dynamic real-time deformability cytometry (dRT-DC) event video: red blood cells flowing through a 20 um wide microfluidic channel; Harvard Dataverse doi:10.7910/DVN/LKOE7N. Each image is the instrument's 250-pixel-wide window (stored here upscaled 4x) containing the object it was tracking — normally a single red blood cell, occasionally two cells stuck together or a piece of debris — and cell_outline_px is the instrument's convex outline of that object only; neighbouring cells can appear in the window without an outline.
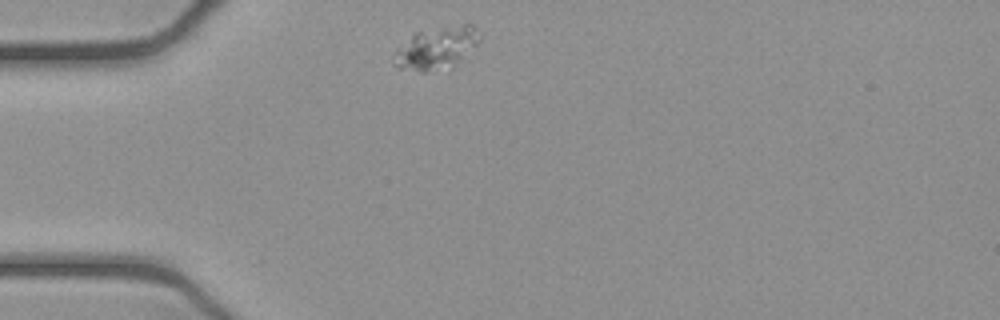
{"species": "common noctule bat (a hibernating species)", "species_latin": "Nyctalus noctula", "temperature_condition": "cold", "stored_images_in_passage": 29, "camera_frame_rate_fps": 3000, "um_per_image_px": 0.085, "animal": {"sex": "female", "body_mass_g": 21.9}, "frame": {"image": 1, "passage_image": 1, "time_ms": 0.0, "image_size_px": [1000, 320], "cell_outline_px": [[480, 44], [452, 68], [424, 72], [420, 72], [400, 68], [392, 64], [396, 52], [416, 32], [464, 24], [472, 24], [476, 28], [480, 40]], "centroid_in_image_um": [37.17, 4.12], "position_along_channel_um": 47.8, "area_um2": 20.92}}
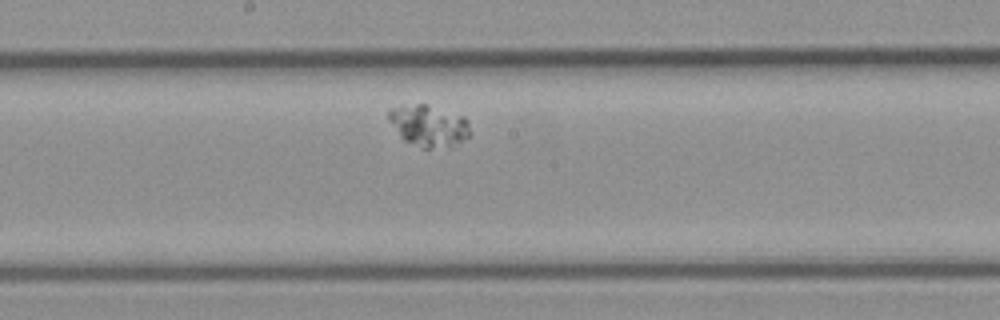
{"frame": {"image": 2, "passage_image": 16, "time_ms": 5.0, "image_size_px": [1000, 320], "cell_outline_px": [[468, 136], [460, 144], [452, 148], [420, 148], [404, 140], [400, 136], [388, 120], [388, 108], [400, 104], [424, 104], [464, 116], [468, 120]], "centroid_in_image_um": [36.41, 10.7], "position_along_channel_um": 211.8, "area_um2": 20.06}}
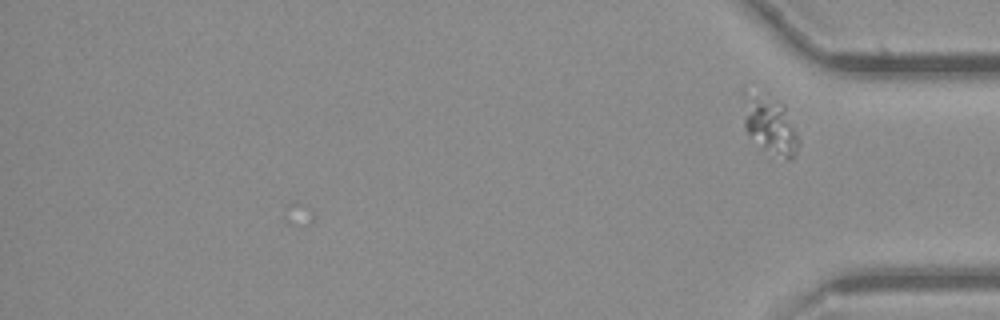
{"frame": {"image": 3, "passage_image": 29, "time_ms": 9.333, "image_size_px": [1000, 320], "cell_outline_px": [[800, 144], [796, 152], [788, 160], [784, 160], [764, 148], [744, 128], [744, 116], [752, 100], [776, 100], [784, 104], [800, 140]], "centroid_in_image_um": [65.64, 10.85], "position_along_channel_um": 369.6, "area_um2": 16.53}}